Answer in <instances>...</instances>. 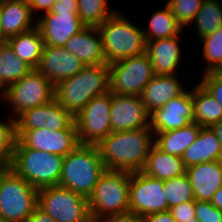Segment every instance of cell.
Here are the masks:
<instances>
[{
    "mask_svg": "<svg viewBox=\"0 0 222 222\" xmlns=\"http://www.w3.org/2000/svg\"><path fill=\"white\" fill-rule=\"evenodd\" d=\"M155 144L150 126L128 131L111 132L98 145L106 170L140 172Z\"/></svg>",
    "mask_w": 222,
    "mask_h": 222,
    "instance_id": "6da1fadb",
    "label": "cell"
},
{
    "mask_svg": "<svg viewBox=\"0 0 222 222\" xmlns=\"http://www.w3.org/2000/svg\"><path fill=\"white\" fill-rule=\"evenodd\" d=\"M109 64L86 65L55 86V100L74 117L93 98L109 92Z\"/></svg>",
    "mask_w": 222,
    "mask_h": 222,
    "instance_id": "7a4b0ae2",
    "label": "cell"
},
{
    "mask_svg": "<svg viewBox=\"0 0 222 222\" xmlns=\"http://www.w3.org/2000/svg\"><path fill=\"white\" fill-rule=\"evenodd\" d=\"M105 171L98 147L80 144L64 156L59 185L88 199Z\"/></svg>",
    "mask_w": 222,
    "mask_h": 222,
    "instance_id": "3957f363",
    "label": "cell"
},
{
    "mask_svg": "<svg viewBox=\"0 0 222 222\" xmlns=\"http://www.w3.org/2000/svg\"><path fill=\"white\" fill-rule=\"evenodd\" d=\"M106 63L117 62L146 52V41L140 26L116 11L98 27Z\"/></svg>",
    "mask_w": 222,
    "mask_h": 222,
    "instance_id": "277c9868",
    "label": "cell"
},
{
    "mask_svg": "<svg viewBox=\"0 0 222 222\" xmlns=\"http://www.w3.org/2000/svg\"><path fill=\"white\" fill-rule=\"evenodd\" d=\"M131 172L106 170L88 198L92 222L129 211Z\"/></svg>",
    "mask_w": 222,
    "mask_h": 222,
    "instance_id": "5b68a950",
    "label": "cell"
},
{
    "mask_svg": "<svg viewBox=\"0 0 222 222\" xmlns=\"http://www.w3.org/2000/svg\"><path fill=\"white\" fill-rule=\"evenodd\" d=\"M64 156L24 147L15 142L9 168L36 189L59 185Z\"/></svg>",
    "mask_w": 222,
    "mask_h": 222,
    "instance_id": "8992f818",
    "label": "cell"
},
{
    "mask_svg": "<svg viewBox=\"0 0 222 222\" xmlns=\"http://www.w3.org/2000/svg\"><path fill=\"white\" fill-rule=\"evenodd\" d=\"M38 205V189L8 168L0 177V218L26 222Z\"/></svg>",
    "mask_w": 222,
    "mask_h": 222,
    "instance_id": "52a82bcc",
    "label": "cell"
},
{
    "mask_svg": "<svg viewBox=\"0 0 222 222\" xmlns=\"http://www.w3.org/2000/svg\"><path fill=\"white\" fill-rule=\"evenodd\" d=\"M55 86L37 69H32L21 80L4 89L2 102L9 104L13 118L23 111L44 105L54 99Z\"/></svg>",
    "mask_w": 222,
    "mask_h": 222,
    "instance_id": "ba28073f",
    "label": "cell"
},
{
    "mask_svg": "<svg viewBox=\"0 0 222 222\" xmlns=\"http://www.w3.org/2000/svg\"><path fill=\"white\" fill-rule=\"evenodd\" d=\"M155 76L149 55L145 52L109 64V91L118 95L140 96Z\"/></svg>",
    "mask_w": 222,
    "mask_h": 222,
    "instance_id": "9c48e42d",
    "label": "cell"
},
{
    "mask_svg": "<svg viewBox=\"0 0 222 222\" xmlns=\"http://www.w3.org/2000/svg\"><path fill=\"white\" fill-rule=\"evenodd\" d=\"M38 206L56 222H92L88 199L61 185L38 189Z\"/></svg>",
    "mask_w": 222,
    "mask_h": 222,
    "instance_id": "30bf717a",
    "label": "cell"
},
{
    "mask_svg": "<svg viewBox=\"0 0 222 222\" xmlns=\"http://www.w3.org/2000/svg\"><path fill=\"white\" fill-rule=\"evenodd\" d=\"M111 92L93 97L77 114L75 122L82 145L97 146L111 132Z\"/></svg>",
    "mask_w": 222,
    "mask_h": 222,
    "instance_id": "8fae6325",
    "label": "cell"
},
{
    "mask_svg": "<svg viewBox=\"0 0 222 222\" xmlns=\"http://www.w3.org/2000/svg\"><path fill=\"white\" fill-rule=\"evenodd\" d=\"M17 140L26 148L66 156L81 143L76 122L68 128L53 131L45 128L16 130Z\"/></svg>",
    "mask_w": 222,
    "mask_h": 222,
    "instance_id": "7c38bea8",
    "label": "cell"
},
{
    "mask_svg": "<svg viewBox=\"0 0 222 222\" xmlns=\"http://www.w3.org/2000/svg\"><path fill=\"white\" fill-rule=\"evenodd\" d=\"M164 181L143 172H132L130 178L129 211L143 217L168 211Z\"/></svg>",
    "mask_w": 222,
    "mask_h": 222,
    "instance_id": "4fadbf2b",
    "label": "cell"
},
{
    "mask_svg": "<svg viewBox=\"0 0 222 222\" xmlns=\"http://www.w3.org/2000/svg\"><path fill=\"white\" fill-rule=\"evenodd\" d=\"M194 121L192 89L185 90L161 108L150 113V129L154 135L184 127Z\"/></svg>",
    "mask_w": 222,
    "mask_h": 222,
    "instance_id": "5bb4252c",
    "label": "cell"
},
{
    "mask_svg": "<svg viewBox=\"0 0 222 222\" xmlns=\"http://www.w3.org/2000/svg\"><path fill=\"white\" fill-rule=\"evenodd\" d=\"M110 124L112 132L148 127L150 113L140 96L118 95L111 92Z\"/></svg>",
    "mask_w": 222,
    "mask_h": 222,
    "instance_id": "9a60e30c",
    "label": "cell"
},
{
    "mask_svg": "<svg viewBox=\"0 0 222 222\" xmlns=\"http://www.w3.org/2000/svg\"><path fill=\"white\" fill-rule=\"evenodd\" d=\"M85 66L81 60L64 47L44 45L36 69L56 86L61 81L79 73Z\"/></svg>",
    "mask_w": 222,
    "mask_h": 222,
    "instance_id": "2e32d148",
    "label": "cell"
},
{
    "mask_svg": "<svg viewBox=\"0 0 222 222\" xmlns=\"http://www.w3.org/2000/svg\"><path fill=\"white\" fill-rule=\"evenodd\" d=\"M36 20V26L41 32L44 45L64 47L73 35L86 28L78 13L47 12L37 16Z\"/></svg>",
    "mask_w": 222,
    "mask_h": 222,
    "instance_id": "e0dca14e",
    "label": "cell"
},
{
    "mask_svg": "<svg viewBox=\"0 0 222 222\" xmlns=\"http://www.w3.org/2000/svg\"><path fill=\"white\" fill-rule=\"evenodd\" d=\"M182 34L184 33L181 32L177 36L146 42V53L152 62L155 75L177 74L178 66L182 62L183 53L180 45L181 39H179L183 36Z\"/></svg>",
    "mask_w": 222,
    "mask_h": 222,
    "instance_id": "ac0fdd59",
    "label": "cell"
},
{
    "mask_svg": "<svg viewBox=\"0 0 222 222\" xmlns=\"http://www.w3.org/2000/svg\"><path fill=\"white\" fill-rule=\"evenodd\" d=\"M28 0H0V30L5 41L37 24Z\"/></svg>",
    "mask_w": 222,
    "mask_h": 222,
    "instance_id": "d6986e66",
    "label": "cell"
},
{
    "mask_svg": "<svg viewBox=\"0 0 222 222\" xmlns=\"http://www.w3.org/2000/svg\"><path fill=\"white\" fill-rule=\"evenodd\" d=\"M185 174L192 186L195 200L210 202L213 194L222 187V160L188 167Z\"/></svg>",
    "mask_w": 222,
    "mask_h": 222,
    "instance_id": "ffe728a7",
    "label": "cell"
},
{
    "mask_svg": "<svg viewBox=\"0 0 222 222\" xmlns=\"http://www.w3.org/2000/svg\"><path fill=\"white\" fill-rule=\"evenodd\" d=\"M186 87L180 77L174 75H155L144 87L140 98L149 113L161 108L172 98L182 94Z\"/></svg>",
    "mask_w": 222,
    "mask_h": 222,
    "instance_id": "44dd1931",
    "label": "cell"
},
{
    "mask_svg": "<svg viewBox=\"0 0 222 222\" xmlns=\"http://www.w3.org/2000/svg\"><path fill=\"white\" fill-rule=\"evenodd\" d=\"M64 49L85 65L106 63L102 37L96 27H86L80 33L73 35L64 45Z\"/></svg>",
    "mask_w": 222,
    "mask_h": 222,
    "instance_id": "7402d4cb",
    "label": "cell"
},
{
    "mask_svg": "<svg viewBox=\"0 0 222 222\" xmlns=\"http://www.w3.org/2000/svg\"><path fill=\"white\" fill-rule=\"evenodd\" d=\"M181 158L186 168L203 162L222 160V147L212 129L202 127L198 137Z\"/></svg>",
    "mask_w": 222,
    "mask_h": 222,
    "instance_id": "603a6c76",
    "label": "cell"
},
{
    "mask_svg": "<svg viewBox=\"0 0 222 222\" xmlns=\"http://www.w3.org/2000/svg\"><path fill=\"white\" fill-rule=\"evenodd\" d=\"M141 172L165 181L185 174L186 167L181 157L163 152L154 144Z\"/></svg>",
    "mask_w": 222,
    "mask_h": 222,
    "instance_id": "cb8c5ba5",
    "label": "cell"
},
{
    "mask_svg": "<svg viewBox=\"0 0 222 222\" xmlns=\"http://www.w3.org/2000/svg\"><path fill=\"white\" fill-rule=\"evenodd\" d=\"M201 126L190 122L182 128L155 134V145L163 152L182 157L185 150L195 141Z\"/></svg>",
    "mask_w": 222,
    "mask_h": 222,
    "instance_id": "d4e9b609",
    "label": "cell"
},
{
    "mask_svg": "<svg viewBox=\"0 0 222 222\" xmlns=\"http://www.w3.org/2000/svg\"><path fill=\"white\" fill-rule=\"evenodd\" d=\"M6 42L19 59L26 62L33 69L38 67L44 48V41L37 26L9 38Z\"/></svg>",
    "mask_w": 222,
    "mask_h": 222,
    "instance_id": "484cf974",
    "label": "cell"
},
{
    "mask_svg": "<svg viewBox=\"0 0 222 222\" xmlns=\"http://www.w3.org/2000/svg\"><path fill=\"white\" fill-rule=\"evenodd\" d=\"M194 122L210 127L222 119V105L198 82L192 87Z\"/></svg>",
    "mask_w": 222,
    "mask_h": 222,
    "instance_id": "4316f807",
    "label": "cell"
},
{
    "mask_svg": "<svg viewBox=\"0 0 222 222\" xmlns=\"http://www.w3.org/2000/svg\"><path fill=\"white\" fill-rule=\"evenodd\" d=\"M147 28L143 33L145 41L165 39L181 34L185 29L176 21L167 4L150 15Z\"/></svg>",
    "mask_w": 222,
    "mask_h": 222,
    "instance_id": "83f0119b",
    "label": "cell"
},
{
    "mask_svg": "<svg viewBox=\"0 0 222 222\" xmlns=\"http://www.w3.org/2000/svg\"><path fill=\"white\" fill-rule=\"evenodd\" d=\"M32 69L15 55L7 42L0 44V84L4 88L21 80Z\"/></svg>",
    "mask_w": 222,
    "mask_h": 222,
    "instance_id": "f1b7e54d",
    "label": "cell"
},
{
    "mask_svg": "<svg viewBox=\"0 0 222 222\" xmlns=\"http://www.w3.org/2000/svg\"><path fill=\"white\" fill-rule=\"evenodd\" d=\"M195 24L198 40L216 32L222 26V3L220 0H205L191 22Z\"/></svg>",
    "mask_w": 222,
    "mask_h": 222,
    "instance_id": "f546056e",
    "label": "cell"
},
{
    "mask_svg": "<svg viewBox=\"0 0 222 222\" xmlns=\"http://www.w3.org/2000/svg\"><path fill=\"white\" fill-rule=\"evenodd\" d=\"M78 15L86 27L98 28L117 10L110 7L108 0H77Z\"/></svg>",
    "mask_w": 222,
    "mask_h": 222,
    "instance_id": "4dcf8cb0",
    "label": "cell"
},
{
    "mask_svg": "<svg viewBox=\"0 0 222 222\" xmlns=\"http://www.w3.org/2000/svg\"><path fill=\"white\" fill-rule=\"evenodd\" d=\"M202 44V59L206 66L203 73L222 71V26L214 33L199 40Z\"/></svg>",
    "mask_w": 222,
    "mask_h": 222,
    "instance_id": "1f68e13d",
    "label": "cell"
},
{
    "mask_svg": "<svg viewBox=\"0 0 222 222\" xmlns=\"http://www.w3.org/2000/svg\"><path fill=\"white\" fill-rule=\"evenodd\" d=\"M164 194L169 208L193 201L194 193L186 174L164 181Z\"/></svg>",
    "mask_w": 222,
    "mask_h": 222,
    "instance_id": "d6a6232c",
    "label": "cell"
},
{
    "mask_svg": "<svg viewBox=\"0 0 222 222\" xmlns=\"http://www.w3.org/2000/svg\"><path fill=\"white\" fill-rule=\"evenodd\" d=\"M205 0H167L171 13L176 21L185 28L190 26L191 22L200 10Z\"/></svg>",
    "mask_w": 222,
    "mask_h": 222,
    "instance_id": "836d02e7",
    "label": "cell"
},
{
    "mask_svg": "<svg viewBox=\"0 0 222 222\" xmlns=\"http://www.w3.org/2000/svg\"><path fill=\"white\" fill-rule=\"evenodd\" d=\"M16 137L15 118L0 120V162L10 164L14 152Z\"/></svg>",
    "mask_w": 222,
    "mask_h": 222,
    "instance_id": "e575fe53",
    "label": "cell"
},
{
    "mask_svg": "<svg viewBox=\"0 0 222 222\" xmlns=\"http://www.w3.org/2000/svg\"><path fill=\"white\" fill-rule=\"evenodd\" d=\"M75 121V117L67 111L55 98L47 103V122L43 128L53 131L68 128Z\"/></svg>",
    "mask_w": 222,
    "mask_h": 222,
    "instance_id": "d590c367",
    "label": "cell"
},
{
    "mask_svg": "<svg viewBox=\"0 0 222 222\" xmlns=\"http://www.w3.org/2000/svg\"><path fill=\"white\" fill-rule=\"evenodd\" d=\"M47 122V103L23 111L15 118L16 130L42 129Z\"/></svg>",
    "mask_w": 222,
    "mask_h": 222,
    "instance_id": "8d00e7d4",
    "label": "cell"
},
{
    "mask_svg": "<svg viewBox=\"0 0 222 222\" xmlns=\"http://www.w3.org/2000/svg\"><path fill=\"white\" fill-rule=\"evenodd\" d=\"M201 75L203 76L198 82L222 105V71H210Z\"/></svg>",
    "mask_w": 222,
    "mask_h": 222,
    "instance_id": "74e56055",
    "label": "cell"
},
{
    "mask_svg": "<svg viewBox=\"0 0 222 222\" xmlns=\"http://www.w3.org/2000/svg\"><path fill=\"white\" fill-rule=\"evenodd\" d=\"M195 217L199 222H222V210L210 202L195 200Z\"/></svg>",
    "mask_w": 222,
    "mask_h": 222,
    "instance_id": "f35d334b",
    "label": "cell"
},
{
    "mask_svg": "<svg viewBox=\"0 0 222 222\" xmlns=\"http://www.w3.org/2000/svg\"><path fill=\"white\" fill-rule=\"evenodd\" d=\"M169 212L177 222H186L195 218V200L175 205L169 208Z\"/></svg>",
    "mask_w": 222,
    "mask_h": 222,
    "instance_id": "ab89813d",
    "label": "cell"
},
{
    "mask_svg": "<svg viewBox=\"0 0 222 222\" xmlns=\"http://www.w3.org/2000/svg\"><path fill=\"white\" fill-rule=\"evenodd\" d=\"M50 12L54 14L78 13V2L77 0H56Z\"/></svg>",
    "mask_w": 222,
    "mask_h": 222,
    "instance_id": "60d3db41",
    "label": "cell"
},
{
    "mask_svg": "<svg viewBox=\"0 0 222 222\" xmlns=\"http://www.w3.org/2000/svg\"><path fill=\"white\" fill-rule=\"evenodd\" d=\"M101 222H146L145 218L135 212H125L110 216Z\"/></svg>",
    "mask_w": 222,
    "mask_h": 222,
    "instance_id": "b9f144b4",
    "label": "cell"
},
{
    "mask_svg": "<svg viewBox=\"0 0 222 222\" xmlns=\"http://www.w3.org/2000/svg\"><path fill=\"white\" fill-rule=\"evenodd\" d=\"M56 0H28L33 16L37 15L36 13L44 11V13L50 12L53 4Z\"/></svg>",
    "mask_w": 222,
    "mask_h": 222,
    "instance_id": "7bdbcfd3",
    "label": "cell"
},
{
    "mask_svg": "<svg viewBox=\"0 0 222 222\" xmlns=\"http://www.w3.org/2000/svg\"><path fill=\"white\" fill-rule=\"evenodd\" d=\"M26 222H56V221L47 212H45L37 205L32 214L26 220Z\"/></svg>",
    "mask_w": 222,
    "mask_h": 222,
    "instance_id": "ee69618b",
    "label": "cell"
},
{
    "mask_svg": "<svg viewBox=\"0 0 222 222\" xmlns=\"http://www.w3.org/2000/svg\"><path fill=\"white\" fill-rule=\"evenodd\" d=\"M146 222H177L168 211L158 212L144 217Z\"/></svg>",
    "mask_w": 222,
    "mask_h": 222,
    "instance_id": "f6af8a7d",
    "label": "cell"
},
{
    "mask_svg": "<svg viewBox=\"0 0 222 222\" xmlns=\"http://www.w3.org/2000/svg\"><path fill=\"white\" fill-rule=\"evenodd\" d=\"M210 203L216 208L222 210V187H220L212 196Z\"/></svg>",
    "mask_w": 222,
    "mask_h": 222,
    "instance_id": "bcb514c9",
    "label": "cell"
},
{
    "mask_svg": "<svg viewBox=\"0 0 222 222\" xmlns=\"http://www.w3.org/2000/svg\"><path fill=\"white\" fill-rule=\"evenodd\" d=\"M210 128L216 134V136L221 144V147H222V119L220 121L214 123L213 125H211Z\"/></svg>",
    "mask_w": 222,
    "mask_h": 222,
    "instance_id": "7dc6e473",
    "label": "cell"
},
{
    "mask_svg": "<svg viewBox=\"0 0 222 222\" xmlns=\"http://www.w3.org/2000/svg\"><path fill=\"white\" fill-rule=\"evenodd\" d=\"M9 168V165L4 163V162H0V177L3 175V173Z\"/></svg>",
    "mask_w": 222,
    "mask_h": 222,
    "instance_id": "c3c4849f",
    "label": "cell"
},
{
    "mask_svg": "<svg viewBox=\"0 0 222 222\" xmlns=\"http://www.w3.org/2000/svg\"><path fill=\"white\" fill-rule=\"evenodd\" d=\"M4 87L0 84V101H2V97H3V94H4Z\"/></svg>",
    "mask_w": 222,
    "mask_h": 222,
    "instance_id": "681fc988",
    "label": "cell"
},
{
    "mask_svg": "<svg viewBox=\"0 0 222 222\" xmlns=\"http://www.w3.org/2000/svg\"><path fill=\"white\" fill-rule=\"evenodd\" d=\"M5 42L6 41L3 39L1 30H0V44L5 43Z\"/></svg>",
    "mask_w": 222,
    "mask_h": 222,
    "instance_id": "f907efd6",
    "label": "cell"
},
{
    "mask_svg": "<svg viewBox=\"0 0 222 222\" xmlns=\"http://www.w3.org/2000/svg\"><path fill=\"white\" fill-rule=\"evenodd\" d=\"M186 222H199L198 219L195 217V218H191L189 219L188 221Z\"/></svg>",
    "mask_w": 222,
    "mask_h": 222,
    "instance_id": "816d5d0a",
    "label": "cell"
}]
</instances>
